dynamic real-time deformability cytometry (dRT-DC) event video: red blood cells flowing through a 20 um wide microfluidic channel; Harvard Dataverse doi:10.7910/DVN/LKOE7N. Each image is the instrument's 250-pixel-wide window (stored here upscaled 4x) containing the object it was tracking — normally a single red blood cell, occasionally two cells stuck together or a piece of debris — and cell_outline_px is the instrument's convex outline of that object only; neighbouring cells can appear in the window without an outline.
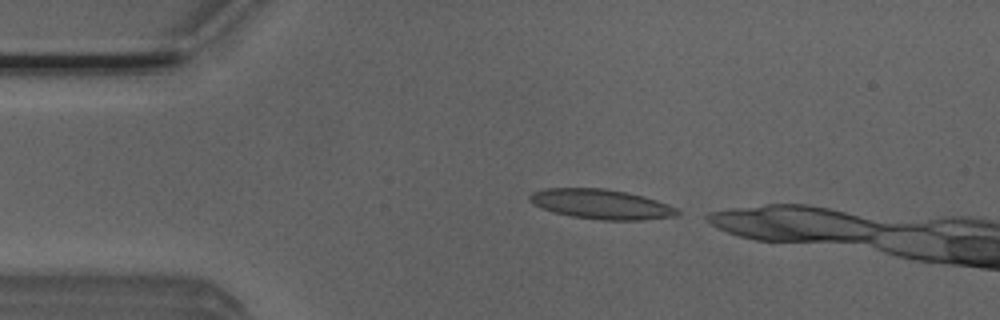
{"species": "Egyptian fruit bat (a non-hibernating species)", "species_latin": "Rousettus aegyptiacus", "temperature_condition": "room temperature", "stored_images_in_passage": 3, "camera_frame_rate_fps": 3000, "um_per_image_px": 0.085, "animal": {"sex": "male"}, "frame": {"image": 1, "passage_image": 1, "time_ms": 0.0, "image_size_px": [1000, 320], "cell_outline_px": [[680, 212], [676, 216], [640, 220], [600, 220], [572, 216], [552, 212], [540, 208], [532, 204], [528, 200], [528, 196], [532, 192], [548, 188], [604, 188], [644, 196], [668, 204], [676, 208]], "centroid_in_image_um": [51.06, 17.35], "position_along_channel_um": 33.9, "area_um2": 25.66}}